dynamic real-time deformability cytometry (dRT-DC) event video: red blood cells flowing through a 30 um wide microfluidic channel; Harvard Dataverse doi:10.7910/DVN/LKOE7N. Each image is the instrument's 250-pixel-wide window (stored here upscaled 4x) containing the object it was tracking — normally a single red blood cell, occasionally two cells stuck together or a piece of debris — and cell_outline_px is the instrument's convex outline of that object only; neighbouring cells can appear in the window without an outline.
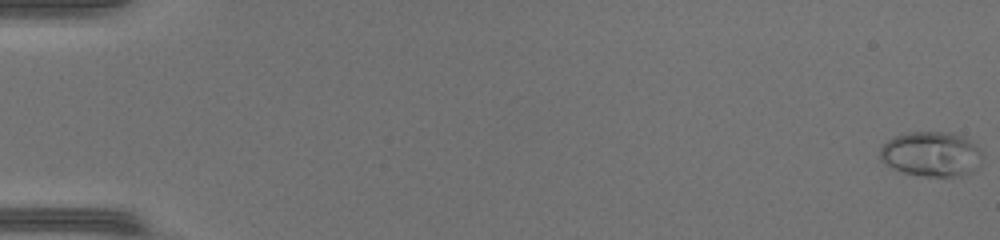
{"species": "common noctule bat (a hibernating species)", "species_latin": "Nyctalus noctula", "temperature_condition": "warm", "stored_images_in_passage": 49, "camera_frame_rate_fps": 3000, "um_per_image_px": 0.085, "animal": {"sex": "female", "body_mass_g": 17.0, "forearm_length_mm": 48.0}, "frame": {"image": 1, "passage_image": 1, "time_ms": 0.0, "image_size_px": [1000, 240], "cell_outline_px": [[976, 148], [968, 172], [960, 176], [924, 176], [904, 172], [880, 160], [880, 148], [888, 140], [896, 136], [912, 132], [944, 132], [960, 136], [972, 144]], "centroid_in_image_um": [78.96, 13.08], "position_along_channel_um": 6.0, "area_um2": 24.85}}
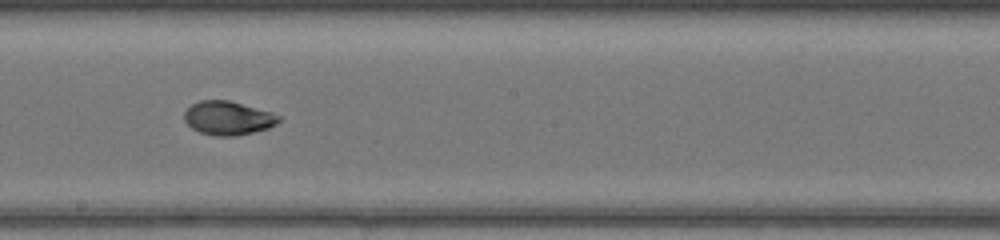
{"frame": {"image": 2, "passage_image": 29, "time_ms": 9.333, "image_size_px": [1000, 240], "cell_outline_px": [[280, 120], [276, 124], [268, 128], [252, 132], [232, 136], [216, 136], [200, 132], [192, 128], [184, 120], [184, 112], [192, 104], [200, 100], [228, 100], [272, 112], [280, 116]], "centroid_in_image_um": [19.37, 10.03], "position_along_channel_um": 228.8, "area_um2": 18.44}}
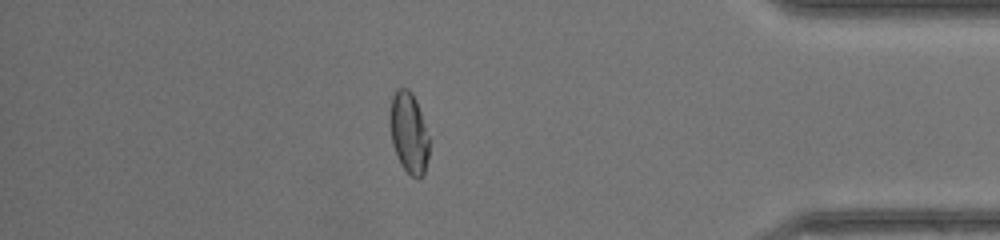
{"frame": {"image": 3, "passage_image": 43, "time_ms": 14.0, "image_size_px": [1000, 240], "cell_outline_px": [[428, 156], [424, 176], [412, 176], [400, 164], [392, 144], [388, 116], [392, 96], [400, 88], [408, 88], [412, 92], [416, 100], [428, 136]], "centroid_in_image_um": [34.72, 11.27], "position_along_channel_um": 400.5, "area_um2": 18.38}, "authors_computed_cell_mechanics": {"area_um2": 18.7272, "velocity_mm_per_s": 4.3818, "shape_relaxation_time_tau1_ms": 8.0352, "shape_relaxation_time_tau2_ms": 1.3619, "deformation_change_tau1": 0.2482, "deformation_change_tau2": 0.0497}}